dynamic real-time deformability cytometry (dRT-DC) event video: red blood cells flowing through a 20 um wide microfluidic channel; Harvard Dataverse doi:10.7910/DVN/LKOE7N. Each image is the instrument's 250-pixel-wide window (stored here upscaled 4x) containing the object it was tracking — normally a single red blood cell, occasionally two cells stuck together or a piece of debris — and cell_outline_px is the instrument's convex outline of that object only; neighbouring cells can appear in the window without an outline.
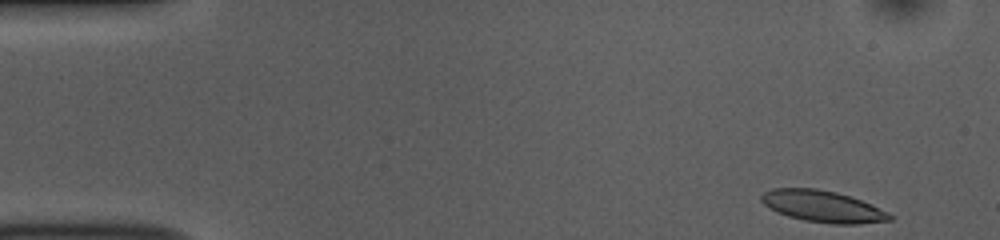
{"species": "common noctule bat (a hibernating species)", "species_latin": "Nyctalus noctula", "temperature_condition": "room temperature", "stored_images_in_passage": 49, "camera_frame_rate_fps": 3000, "um_per_image_px": 0.085, "animal": {"sex": "female", "body_mass_g": 10.0, "forearm_length_mm": 53.1}, "frame": {"image": 1, "passage_image": 1, "time_ms": 0.0, "image_size_px": [1000, 240], "cell_outline_px": [[892, 220], [856, 224], [832, 224], [804, 220], [788, 216], [776, 212], [768, 208], [760, 200], [760, 196], [764, 192], [772, 188], [816, 188], [836, 192], [852, 196], [888, 212], [892, 216]], "centroid_in_image_um": [69.9, 17.54], "position_along_channel_um": 15.1, "area_um2": 23.7}}
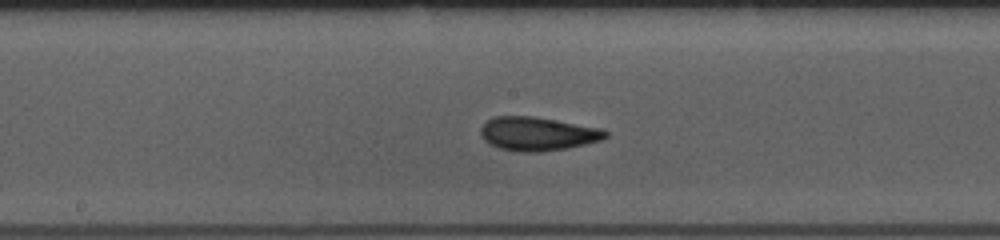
{"frame": {"image": 2, "passage_image": 24, "time_ms": 7.667, "image_size_px": [1000, 240], "cell_outline_px": [[608, 136], [600, 140], [568, 148], [536, 152], [520, 152], [500, 148], [484, 140], [480, 136], [480, 128], [492, 116], [532, 116], [600, 128], [608, 132]], "centroid_in_image_um": [45.66, 11.37], "position_along_channel_um": 202.5, "area_um2": 24.28}}
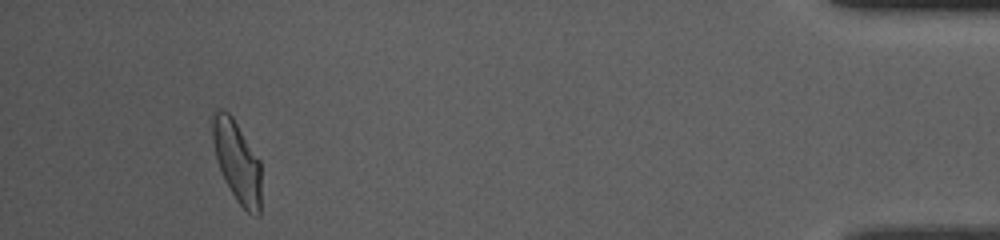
{"frame": {"image": 3, "passage_image": 46, "time_ms": 15.0, "image_size_px": [1000, 240], "cell_outline_px": [[260, 216], [256, 216], [248, 212], [236, 200], [220, 168], [216, 156], [212, 140], [212, 112], [220, 108], [228, 112], [232, 116], [260, 160]], "centroid_in_image_um": [20.15, 13.68], "position_along_channel_um": 415.1, "area_um2": 22.77}, "authors_computed_cell_mechanics": {"area_um2": 23.409, "velocity_mm_per_s": 3.7944, "shape_relaxation_time_tau1_ms": 2.4391, "shape_relaxation_time_tau2_ms": 1.3878, "deformation_change_tau1": 0.152, "deformation_change_tau2": 0.0645}}